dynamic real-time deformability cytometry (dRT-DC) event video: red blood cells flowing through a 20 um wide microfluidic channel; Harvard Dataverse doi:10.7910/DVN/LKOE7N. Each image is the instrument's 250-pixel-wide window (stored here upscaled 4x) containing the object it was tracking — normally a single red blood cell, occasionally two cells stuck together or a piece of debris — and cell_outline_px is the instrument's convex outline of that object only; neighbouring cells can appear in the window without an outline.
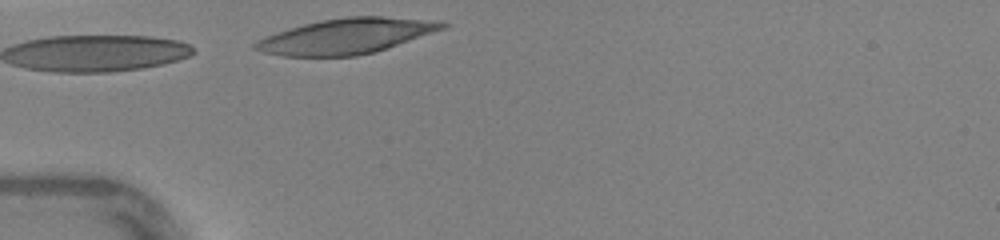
{"species": "human", "species_latin": "Homo sapiens", "temperature_condition": "warm", "stored_images_in_passage": 24, "camera_frame_rate_fps": 3000, "um_per_image_px": 0.085, "donor": {"sex": "female"}, "frame": {"image": 1, "passage_image": 1, "time_ms": 0.0, "image_size_px": [1000, 240], "cell_outline_px": [[452, 24], [448, 28], [372, 52], [356, 56], [280, 56], [260, 52], [252, 48], [252, 44], [256, 40], [264, 36], [288, 28], [320, 20], [344, 16], [380, 16], [424, 20]], "centroid_in_image_um": [29.35, 3.07], "position_along_channel_um": 55.7, "area_um2": 38.44}}
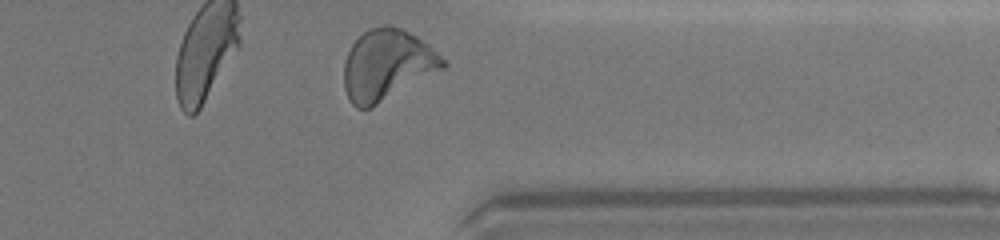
{"frame": {"image": 2, "passage_image": 24, "time_ms": 7.667, "image_size_px": [1000, 240], "cell_outline_px": [[448, 64], [444, 68], [372, 108], [356, 108], [352, 104], [344, 88], [344, 64], [348, 52], [352, 44], [368, 28], [384, 24], [392, 24], [416, 36], [428, 44]], "centroid_in_image_um": [32.88, 5.51], "position_along_channel_um": 378.5, "area_um2": 40.69}, "authors_computed_cell_mechanics": {"area_um2": 37.8301, "velocity_mm_per_s": 4.3666, "shape_relaxation_time_tau1_ms": 3.6679, "shape_relaxation_time_tau2_ms": null, "deformation_change_tau1": 0.1886, "deformation_change_tau2": null}}